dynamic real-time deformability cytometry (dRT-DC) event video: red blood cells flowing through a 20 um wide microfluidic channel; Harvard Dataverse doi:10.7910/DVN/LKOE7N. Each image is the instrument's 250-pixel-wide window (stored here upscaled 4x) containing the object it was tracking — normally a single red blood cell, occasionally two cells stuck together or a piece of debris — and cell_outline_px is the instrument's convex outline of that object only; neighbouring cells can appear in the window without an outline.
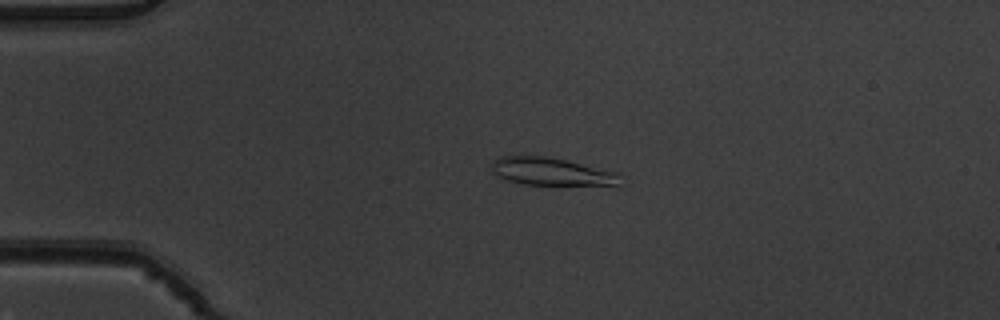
{"species": "common noctule bat (a hibernating species)", "species_latin": "Nyctalus noctula", "temperature_condition": "warm", "stored_images_in_passage": 4, "camera_frame_rate_fps": 3000, "um_per_image_px": 0.085, "animal": {"sex": "male", "body_mass_g": 19.5, "forearm_length_mm": 54.6}, "frame": {"image": 1, "passage_image": 3, "time_ms": 0.667, "image_size_px": [1000, 320], "cell_outline_px": [[620, 188], [524, 184], [508, 180], [496, 176], [492, 172], [492, 160], [500, 156], [544, 156], [568, 160], [620, 172]], "centroid_in_image_um": [47.04, 14.63], "position_along_channel_um": 38.0, "area_um2": 22.02}}